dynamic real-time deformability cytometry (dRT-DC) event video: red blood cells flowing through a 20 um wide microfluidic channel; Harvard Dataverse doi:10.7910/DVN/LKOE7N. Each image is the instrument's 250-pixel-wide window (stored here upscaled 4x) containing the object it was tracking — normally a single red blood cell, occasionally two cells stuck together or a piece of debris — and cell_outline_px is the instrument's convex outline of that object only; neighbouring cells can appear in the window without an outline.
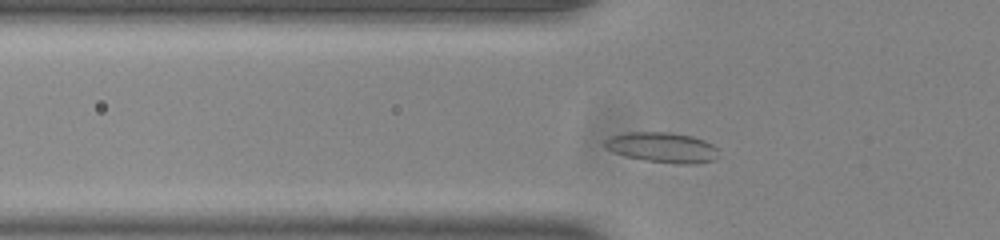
{"species": "common noctule bat (a hibernating species)", "species_latin": "Nyctalus noctula", "temperature_condition": "room temperature", "stored_images_in_passage": 41, "camera_frame_rate_fps": 3000, "um_per_image_px": 0.085, "animal": {"sex": "male", "body_mass_g": 20.0, "forearm_length_mm": 53.3}, "frame": {"image": 1, "passage_image": 6, "time_ms": 1.667, "image_size_px": [1000, 240], "cell_outline_px": [[716, 160], [696, 164], [676, 164], [644, 160], [612, 152], [604, 148], [604, 140], [608, 136], [628, 132], [672, 132], [692, 136], [704, 140], [712, 144], [716, 148]], "centroid_in_image_um": [56.27, 12.53], "position_along_channel_um": 69.5, "area_um2": 20.23}}
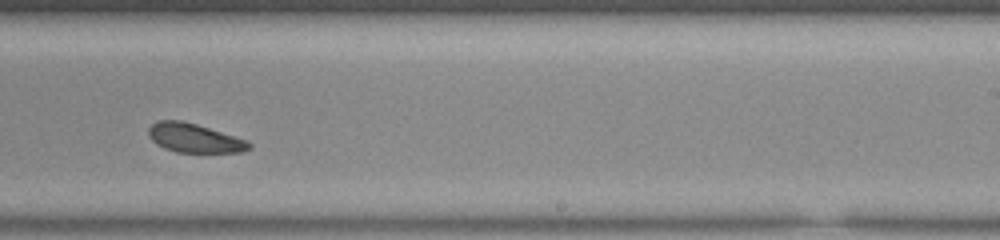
{"frame": {"image": 2, "passage_image": 22, "time_ms": 7.0, "image_size_px": [1000, 240], "cell_outline_px": [[252, 148], [244, 152], [176, 152], [164, 148], [156, 144], [148, 136], [148, 128], [156, 120], [180, 120], [196, 124], [248, 140], [252, 144]], "centroid_in_image_um": [16.52, 11.73], "position_along_channel_um": 272.5, "area_um2": 17.11}}
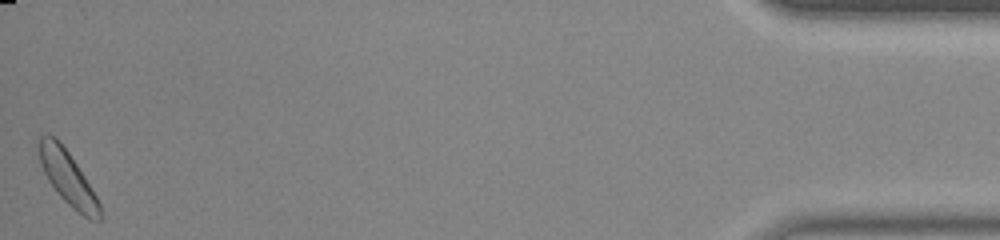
{"frame": {"image": 3, "passage_image": 41, "time_ms": 13.333, "image_size_px": [1000, 240], "cell_outline_px": [[100, 220], [88, 220], [72, 208], [60, 196], [48, 180], [40, 164], [36, 140], [40, 136], [48, 132], [68, 152], [92, 188], [100, 204]], "centroid_in_image_um": [5.72, 15.11], "position_along_channel_um": 429.5, "area_um2": 18.9}, "authors_computed_cell_mechanics": {"area_um2": 18.2648, "velocity_mm_per_s": 3.8366, "shape_relaxation_time_tau1_ms": 1.3959, "shape_relaxation_time_tau2_ms": 10.3716, "deformation_change_tau1": 0.035, "deformation_change_tau2": 0.1957}}